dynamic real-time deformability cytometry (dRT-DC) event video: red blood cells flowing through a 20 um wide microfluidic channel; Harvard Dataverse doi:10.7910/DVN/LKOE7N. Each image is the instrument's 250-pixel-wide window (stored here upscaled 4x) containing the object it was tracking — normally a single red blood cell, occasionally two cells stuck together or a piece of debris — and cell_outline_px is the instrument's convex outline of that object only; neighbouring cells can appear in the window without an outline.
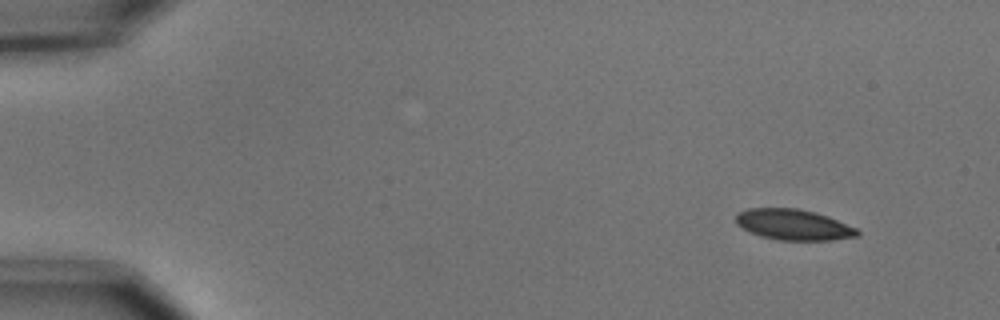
{"species": "common noctule bat (a hibernating species)", "species_latin": "Nyctalus noctula", "temperature_condition": "cold", "stored_images_in_passage": 13, "camera_frame_rate_fps": 3000, "um_per_image_px": 0.085, "animal": {"sex": "male", "body_mass_g": 15.6}, "frame": {"image": 1, "passage_image": 1, "time_ms": 0.0, "image_size_px": [1000, 320], "cell_outline_px": [[860, 236], [832, 240], [780, 240], [760, 236], [736, 224], [736, 216], [740, 212], [748, 208], [796, 208], [828, 216], [856, 228], [860, 232]], "centroid_in_image_um": [67.47, 19.1], "position_along_channel_um": 17.5, "area_um2": 21.56}}